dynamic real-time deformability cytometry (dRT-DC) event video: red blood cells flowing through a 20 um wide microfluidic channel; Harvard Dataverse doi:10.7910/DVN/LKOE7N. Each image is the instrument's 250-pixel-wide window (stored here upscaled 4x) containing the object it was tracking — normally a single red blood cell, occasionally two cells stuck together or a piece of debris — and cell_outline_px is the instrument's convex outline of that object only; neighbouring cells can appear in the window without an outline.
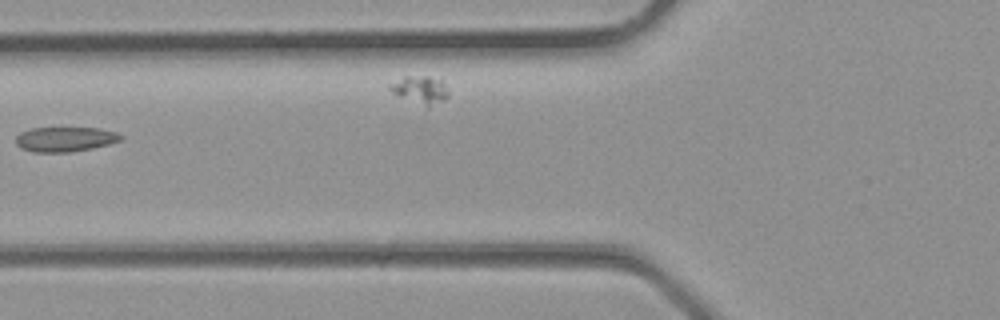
{"species": "common noctule bat (a hibernating species)", "species_latin": "Nyctalus noctula", "temperature_condition": "room temperature", "stored_images_in_passage": 14, "camera_frame_rate_fps": 3000, "um_per_image_px": 0.085, "animal": {"sex": "male", "body_mass_g": 23.1, "forearm_length_mm": 52.7}, "frame": {"image": 1, "passage_image": 2, "time_ms": 0.333, "image_size_px": [1000, 320], "cell_outline_px": [[124, 136], [120, 140], [108, 144], [92, 148], [68, 152], [32, 152], [20, 148], [16, 144], [16, 136], [20, 132], [32, 128], [96, 128], [116, 132]], "centroid_in_image_um": [5.5, 11.83], "position_along_channel_um": 120.3, "area_um2": 15.09}}
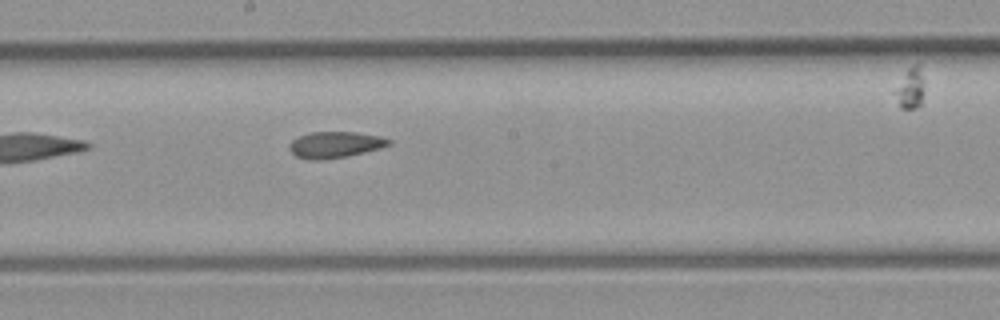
{"frame": {"image": 2, "passage_image": 7, "time_ms": 2.0, "image_size_px": [1000, 320], "cell_outline_px": [[392, 144], [380, 148], [364, 152], [344, 156], [316, 160], [296, 156], [288, 148], [288, 144], [292, 140], [300, 136], [312, 132], [356, 132], [380, 136], [392, 140]], "centroid_in_image_um": [28.5, 12.28], "position_along_channel_um": 219.7, "area_um2": 14.97}}
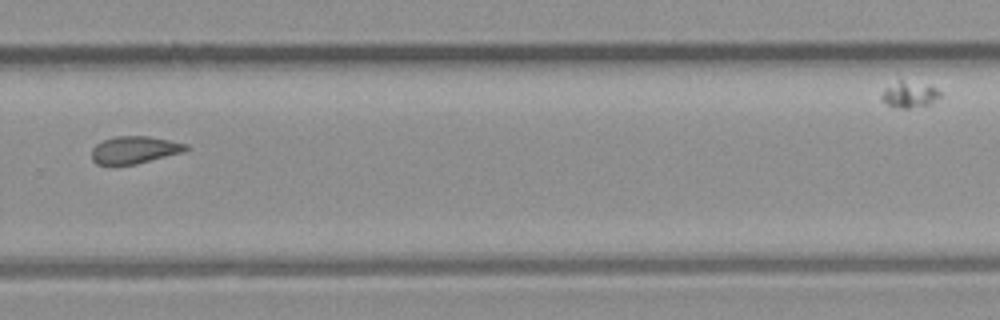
{"frame": {"image": 3, "passage_image": 12, "time_ms": 3.667, "image_size_px": [1000, 320], "cell_outline_px": [[188, 148], [184, 152], [136, 164], [108, 168], [96, 164], [92, 160], [92, 148], [96, 144], [104, 140], [116, 136], [148, 136], [188, 144]], "centroid_in_image_um": [11.37, 12.78], "position_along_channel_um": 318.4, "area_um2": 15.49}}